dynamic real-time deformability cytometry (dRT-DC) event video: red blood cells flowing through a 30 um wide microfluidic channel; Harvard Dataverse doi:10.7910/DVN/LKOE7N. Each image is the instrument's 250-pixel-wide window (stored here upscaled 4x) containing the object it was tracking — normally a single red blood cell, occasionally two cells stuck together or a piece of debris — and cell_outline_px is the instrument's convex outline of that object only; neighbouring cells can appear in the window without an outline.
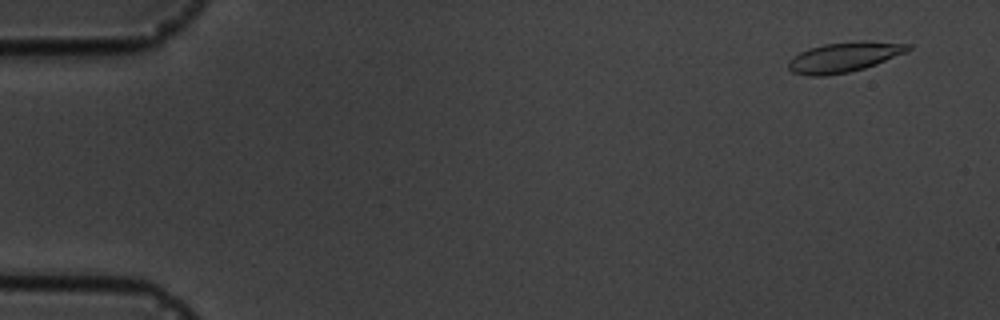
{"species": "common noctule bat (a hibernating species)", "species_latin": "Nyctalus noctula", "temperature_condition": "cold", "stored_images_in_passage": 4, "camera_frame_rate_fps": 3000, "um_per_image_px": 0.085, "animal": {"sex": "male", "body_mass_g": 19.5, "forearm_length_mm": 54.6}, "frame": {"image": 1, "passage_image": 1, "time_ms": 0.0, "image_size_px": [1000, 320], "cell_outline_px": [[912, 48], [904, 52], [876, 64], [864, 68], [848, 72], [824, 76], [808, 76], [792, 72], [788, 68], [788, 60], [800, 52], [808, 48], [824, 44], [860, 40], [864, 40], [912, 44]], "centroid_in_image_um": [71.72, 4.84], "position_along_channel_um": 13.3, "area_um2": 20.92}}
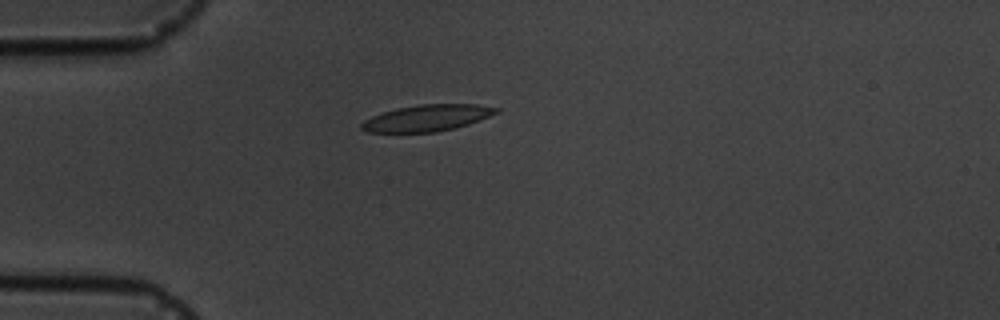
{"frame": {"image": 2, "passage_image": 4, "time_ms": 4.0, "image_size_px": [1000, 320], "cell_outline_px": [[500, 112], [468, 124], [456, 128], [436, 132], [368, 132], [360, 128], [360, 124], [364, 120], [372, 116], [396, 108], [420, 104], [476, 104], [500, 108]], "centroid_in_image_um": [36.32, 10.02], "position_along_channel_um": 48.7, "area_um2": 20.75}}